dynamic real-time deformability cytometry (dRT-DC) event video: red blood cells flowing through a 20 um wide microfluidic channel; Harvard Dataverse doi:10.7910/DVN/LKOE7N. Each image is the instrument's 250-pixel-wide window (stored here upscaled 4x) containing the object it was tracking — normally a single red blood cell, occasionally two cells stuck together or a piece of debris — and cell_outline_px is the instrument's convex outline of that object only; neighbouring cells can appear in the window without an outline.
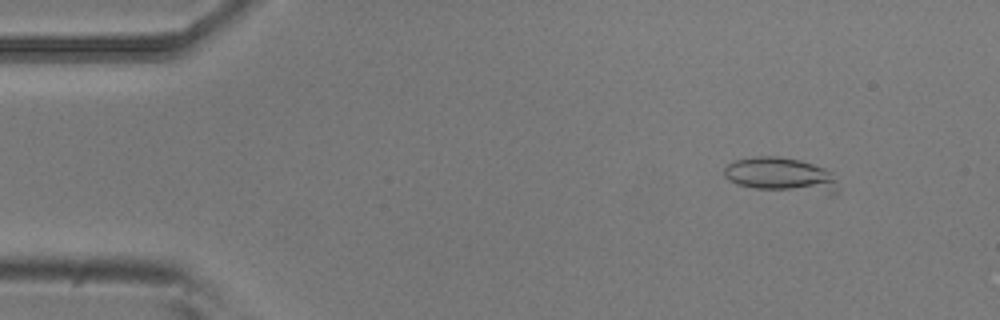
{"species": "common noctule bat (a hibernating species)", "species_latin": "Nyctalus noctula", "temperature_condition": "room temperature", "stored_images_in_passage": 9, "camera_frame_rate_fps": 3000, "um_per_image_px": 0.085, "animal": {"sex": "male", "body_mass_g": 20.5, "forearm_length_mm": 52.5}, "frame": {"image": 1, "passage_image": 5, "time_ms": 1.333, "image_size_px": [1000, 320], "cell_outline_px": [[836, 192], [832, 196], [756, 188], [736, 184], [728, 180], [724, 176], [724, 168], [728, 164], [736, 160], [756, 156], [776, 156], [800, 160], [824, 168], [832, 172], [836, 188]], "centroid_in_image_um": [66.4, 14.9], "position_along_channel_um": 18.6, "area_um2": 23.18}}